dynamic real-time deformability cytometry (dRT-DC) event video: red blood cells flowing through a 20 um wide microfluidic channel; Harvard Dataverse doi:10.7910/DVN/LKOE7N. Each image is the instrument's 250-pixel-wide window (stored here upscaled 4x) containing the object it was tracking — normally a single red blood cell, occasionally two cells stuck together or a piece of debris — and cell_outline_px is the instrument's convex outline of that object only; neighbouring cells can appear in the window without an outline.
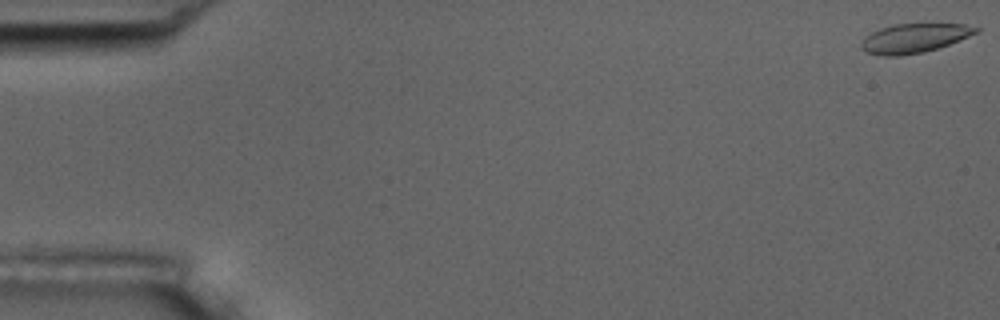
{"species": "common noctule bat (a hibernating species)", "species_latin": "Nyctalus noctula", "temperature_condition": "room temperature", "stored_images_in_passage": 3, "camera_frame_rate_fps": 3000, "um_per_image_px": 0.085, "animal": {"sex": "male", "body_mass_g": 17.5, "forearm_length_mm": 52.3}, "frame": {"image": 1, "passage_image": 1, "time_ms": 0.0, "image_size_px": [1000, 320], "cell_outline_px": [[980, 32], [948, 44], [924, 52], [900, 56], [884, 56], [864, 52], [860, 48], [860, 44], [872, 32], [880, 28], [892, 24], [964, 24], [980, 28]], "centroid_in_image_um": [77.7, 3.25], "position_along_channel_um": 7.3, "area_um2": 19.42}}